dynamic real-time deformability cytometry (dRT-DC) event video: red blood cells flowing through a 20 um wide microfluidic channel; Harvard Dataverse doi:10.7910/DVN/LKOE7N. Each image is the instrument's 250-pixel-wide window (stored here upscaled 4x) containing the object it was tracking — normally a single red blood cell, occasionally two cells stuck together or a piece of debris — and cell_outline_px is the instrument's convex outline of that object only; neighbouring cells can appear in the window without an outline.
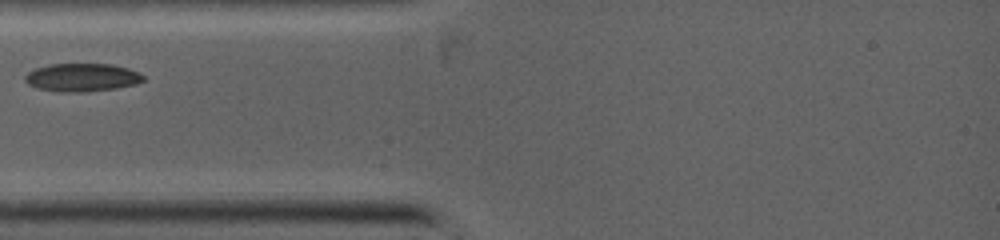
{"species": "common noctule bat (a hibernating species)", "species_latin": "Nyctalus noctula", "temperature_condition": "warm", "stored_images_in_passage": 2, "camera_frame_rate_fps": 5000, "um_per_image_px": 0.085, "animal": {"sex": "female", "body_mass_g": 19.0, "forearm_length_mm": 53.3}, "frame": {"image": 1, "passage_image": 1, "time_ms": 0.0, "image_size_px": [1000, 240], "cell_outline_px": [[144, 80], [136, 84], [116, 88], [80, 92], [60, 92], [36, 88], [28, 84], [24, 80], [24, 76], [28, 72], [36, 68], [48, 64], [112, 64], [128, 68], [140, 72], [144, 76]], "centroid_in_image_um": [6.96, 6.58], "position_along_channel_um": 78.0, "area_um2": 19.48}}
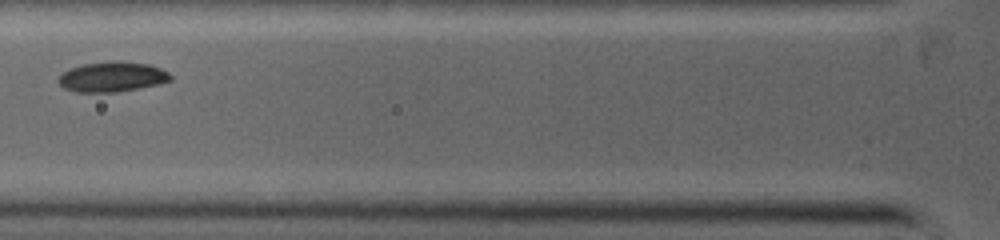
{"frame": {"image": 2, "passage_image": 2, "time_ms": 0.8, "image_size_px": [1000, 240], "cell_outline_px": [[172, 80], [140, 88], [116, 92], [76, 92], [64, 88], [60, 84], [60, 76], [64, 72], [72, 68], [84, 64], [116, 60], [148, 64], [160, 68], [168, 72], [172, 76]], "centroid_in_image_um": [9.57, 6.53], "position_along_channel_um": 116.2, "area_um2": 19.42}}